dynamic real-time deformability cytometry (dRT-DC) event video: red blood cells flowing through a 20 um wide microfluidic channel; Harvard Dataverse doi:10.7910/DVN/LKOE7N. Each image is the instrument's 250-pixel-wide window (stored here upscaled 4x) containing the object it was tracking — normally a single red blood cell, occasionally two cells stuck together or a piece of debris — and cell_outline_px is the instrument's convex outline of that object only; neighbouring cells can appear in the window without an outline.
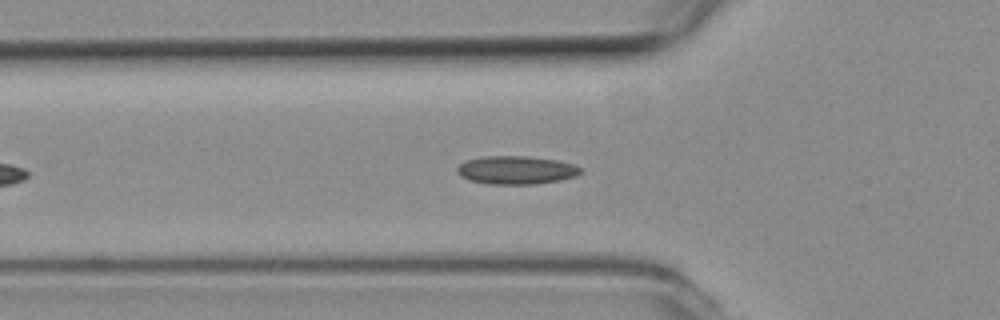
{"species": "common noctule bat (a hibernating species)", "species_latin": "Nyctalus noctula", "temperature_condition": "room temperature", "stored_images_in_passage": 21, "camera_frame_rate_fps": 3000, "um_per_image_px": 0.085, "animal": {"sex": "female", "body_mass_g": 19.3, "forearm_length_mm": 54.1}, "frame": {"image": 1, "passage_image": 10, "time_ms": 3.0, "image_size_px": [1000, 320], "cell_outline_px": [[580, 172], [576, 176], [560, 180], [536, 184], [488, 184], [468, 180], [460, 176], [456, 172], [456, 168], [460, 164], [468, 160], [480, 156], [528, 156], [560, 160], [572, 164], [580, 168]], "centroid_in_image_um": [43.84, 14.45], "position_along_channel_um": 82.0, "area_um2": 20.46}}
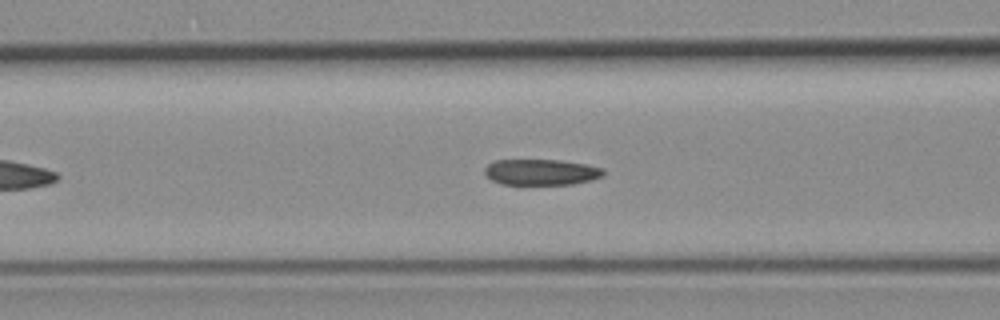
{"frame": {"image": 2, "passage_image": 13, "time_ms": 4.0, "image_size_px": [1000, 320], "cell_outline_px": [[604, 176], [592, 180], [572, 184], [500, 184], [492, 180], [484, 172], [484, 168], [488, 164], [496, 160], [560, 160], [588, 164], [604, 168]], "centroid_in_image_um": [46.04, 14.62], "position_along_channel_um": 120.6, "area_um2": 18.03}}
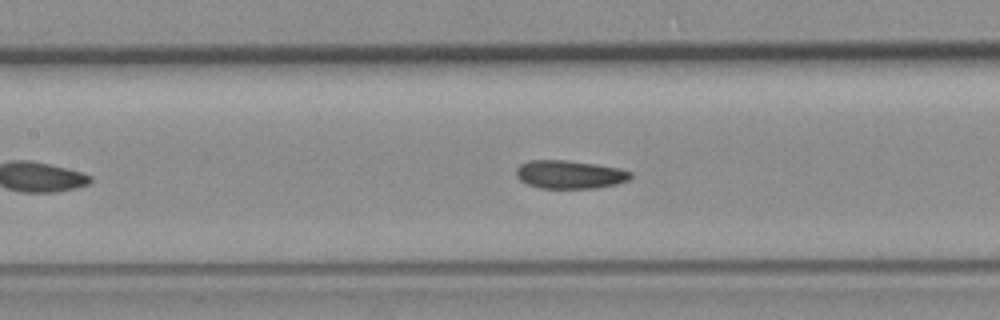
{"frame": {"image": 3, "passage_image": 16, "time_ms": 5.0, "image_size_px": [1000, 320], "cell_outline_px": [[632, 176], [628, 180], [616, 184], [596, 188], [540, 188], [528, 184], [520, 180], [516, 176], [516, 168], [520, 164], [528, 160], [564, 160], [596, 164], [620, 168], [632, 172]], "centroid_in_image_um": [48.42, 14.83], "position_along_channel_um": 159.0, "area_um2": 18.9}}